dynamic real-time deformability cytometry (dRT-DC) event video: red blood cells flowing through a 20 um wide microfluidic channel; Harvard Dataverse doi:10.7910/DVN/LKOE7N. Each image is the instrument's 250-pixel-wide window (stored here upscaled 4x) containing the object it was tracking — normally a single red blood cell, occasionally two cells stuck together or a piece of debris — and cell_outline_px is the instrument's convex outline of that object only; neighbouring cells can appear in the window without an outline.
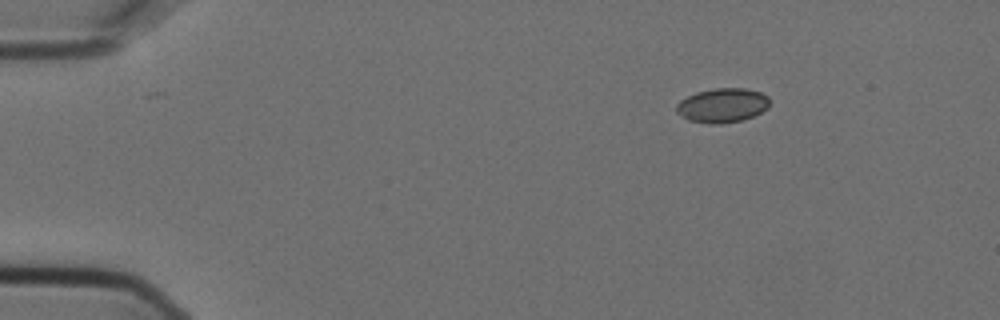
{"species": "Egyptian fruit bat (a non-hibernating species)", "species_latin": "Rousettus aegyptiacus", "temperature_condition": "cold", "stored_images_in_passage": 4, "camera_frame_rate_fps": 3000, "um_per_image_px": 0.085, "animal": {"sex": "female"}, "frame": {"image": 1, "passage_image": 1, "time_ms": 0.0, "image_size_px": [1000, 320], "cell_outline_px": [[768, 108], [752, 116], [740, 120], [720, 124], [712, 124], [688, 120], [676, 112], [676, 104], [680, 100], [696, 92], [716, 88], [748, 88], [760, 92], [768, 96]], "centroid_in_image_um": [61.38, 8.94], "position_along_channel_um": 23.6, "area_um2": 18.55}}
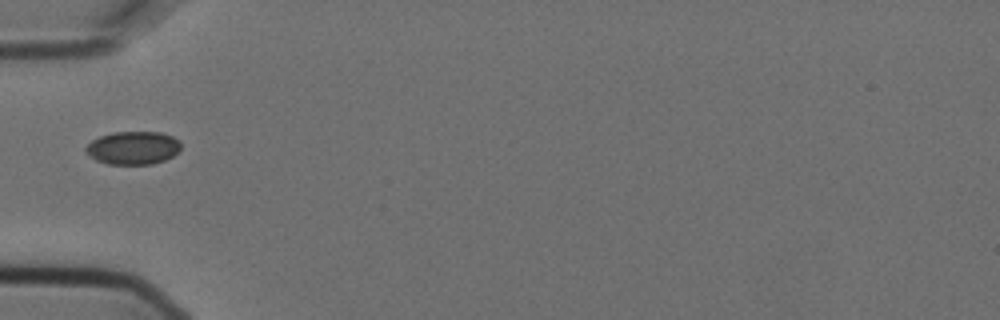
{"frame": {"image": 2, "passage_image": 4, "time_ms": 1.0, "image_size_px": [1000, 320], "cell_outline_px": [[180, 148], [172, 156], [164, 160], [152, 164], [108, 164], [96, 160], [84, 152], [84, 148], [92, 140], [100, 136], [112, 132], [160, 132], [172, 136], [180, 140]], "centroid_in_image_um": [11.28, 12.56], "position_along_channel_um": 73.7, "area_um2": 18.38}}